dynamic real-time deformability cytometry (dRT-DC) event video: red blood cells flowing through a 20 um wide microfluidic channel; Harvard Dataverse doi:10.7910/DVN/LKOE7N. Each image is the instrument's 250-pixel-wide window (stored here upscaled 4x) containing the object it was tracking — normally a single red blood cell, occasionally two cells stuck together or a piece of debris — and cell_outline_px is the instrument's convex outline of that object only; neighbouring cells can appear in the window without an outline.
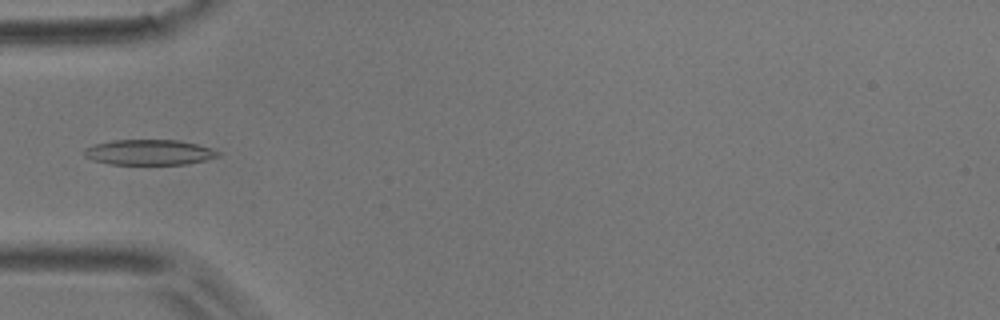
{"species": "common noctule bat (a hibernating species)", "species_latin": "Nyctalus noctula", "temperature_condition": "room temperature", "stored_images_in_passage": 5, "camera_frame_rate_fps": 3000, "um_per_image_px": 0.085, "animal": {"sex": "male", "body_mass_g": 17.9}, "frame": {"image": 1, "passage_image": 5, "time_ms": 4.333, "image_size_px": [1000, 320], "cell_outline_px": [[220, 156], [188, 164], [108, 164], [92, 160], [84, 156], [84, 148], [92, 144], [112, 140], [176, 140], [196, 144], [212, 148], [220, 152]], "centroid_in_image_um": [12.64, 12.94], "position_along_channel_um": 72.4, "area_um2": 19.88}}